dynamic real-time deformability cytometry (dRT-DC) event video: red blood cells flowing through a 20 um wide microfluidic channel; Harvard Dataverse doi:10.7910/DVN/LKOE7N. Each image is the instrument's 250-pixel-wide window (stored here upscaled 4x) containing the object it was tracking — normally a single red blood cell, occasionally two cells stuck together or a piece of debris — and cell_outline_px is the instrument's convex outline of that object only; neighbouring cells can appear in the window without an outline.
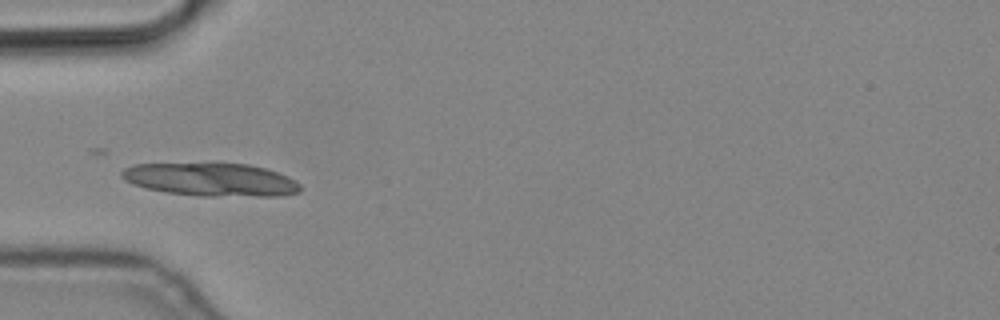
{"species": "common noctule bat (a hibernating species)", "species_latin": "Nyctalus noctula", "temperature_condition": "cold", "stored_images_in_passage": 7, "camera_frame_rate_fps": 3000, "um_per_image_px": 0.085, "animal": {"sex": "male", "body_mass_g": 19.2, "forearm_length_mm": 51.8}, "frame": {"image": 1, "passage_image": 4, "time_ms": 1.0, "image_size_px": [1000, 320], "cell_outline_px": [[300, 192], [284, 196], [196, 196], [164, 192], [132, 184], [124, 180], [120, 176], [120, 172], [124, 168], [136, 164], [248, 164], [264, 168], [288, 176], [296, 180], [300, 184]], "centroid_in_image_um": [17.95, 15.28], "position_along_channel_um": 67.1, "area_um2": 34.45}}
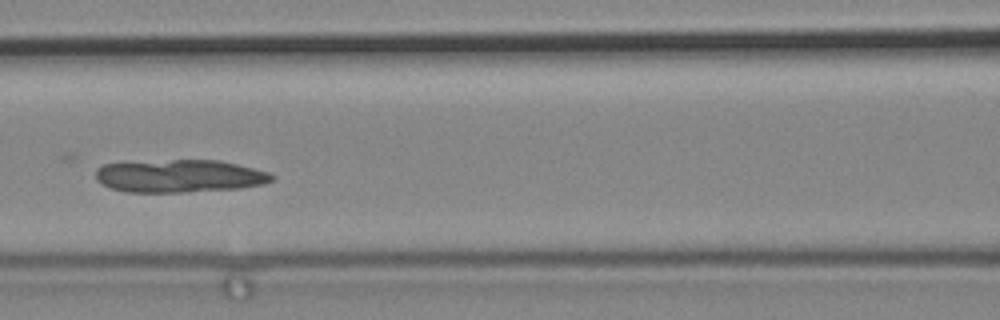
{"frame": {"image": 2, "passage_image": 6, "time_ms": 1.667, "image_size_px": [1000, 320], "cell_outline_px": [[276, 176], [272, 180], [264, 184], [240, 188], [184, 192], [128, 192], [112, 188], [96, 180], [96, 168], [104, 164], [172, 160], [220, 160], [268, 172]], "centroid_in_image_um": [15.28, 14.96], "position_along_channel_um": 151.3, "area_um2": 33.41}}
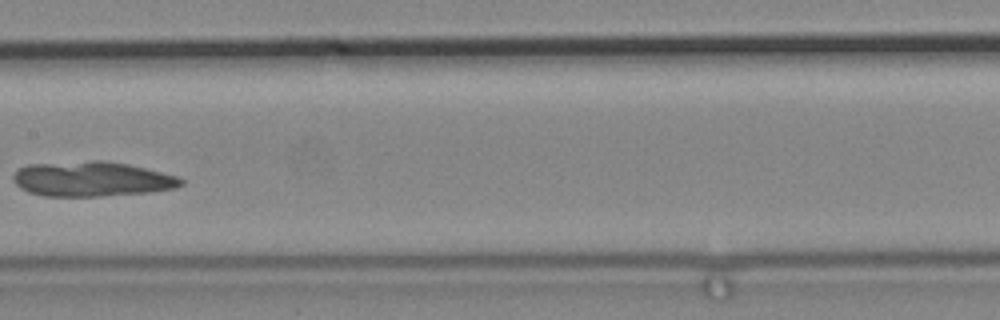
{"frame": {"image": 3, "passage_image": 7, "time_ms": 2.0, "image_size_px": [1000, 320], "cell_outline_px": [[184, 184], [172, 188], [148, 192], [100, 196], [44, 196], [28, 192], [20, 188], [12, 180], [12, 176], [20, 168], [28, 164], [92, 160], [104, 160], [128, 164], [176, 176], [184, 180]], "centroid_in_image_um": [7.76, 15.21], "position_along_channel_um": 199.6, "area_um2": 34.04}}